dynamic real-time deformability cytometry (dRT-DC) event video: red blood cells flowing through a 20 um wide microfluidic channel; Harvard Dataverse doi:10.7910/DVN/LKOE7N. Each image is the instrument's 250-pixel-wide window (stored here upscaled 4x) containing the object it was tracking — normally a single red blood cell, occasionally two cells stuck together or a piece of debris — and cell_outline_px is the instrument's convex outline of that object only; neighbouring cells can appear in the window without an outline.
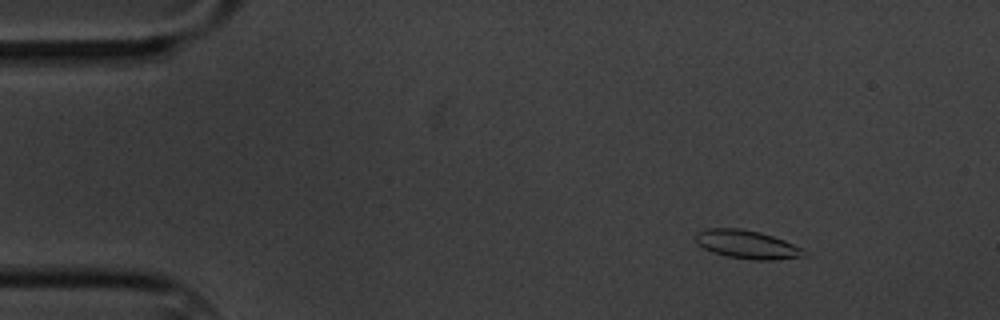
{"species": "common noctule bat (a hibernating species)", "species_latin": "Nyctalus noctula", "temperature_condition": "cold", "stored_images_in_passage": 5, "camera_frame_rate_fps": 3000, "um_per_image_px": 0.085, "animal": {"sex": "male", "body_mass_g": 20.1, "forearm_length_mm": 53.5}, "frame": {"image": 1, "passage_image": 2, "time_ms": 1.0, "image_size_px": [1000, 320], "cell_outline_px": [[808, 256], [772, 260], [752, 260], [728, 256], [712, 252], [696, 244], [692, 236], [696, 232], [708, 228], [740, 228], [760, 232], [784, 240], [804, 248], [808, 252]], "centroid_in_image_um": [63.49, 20.78], "position_along_channel_um": 21.5, "area_um2": 18.32}}
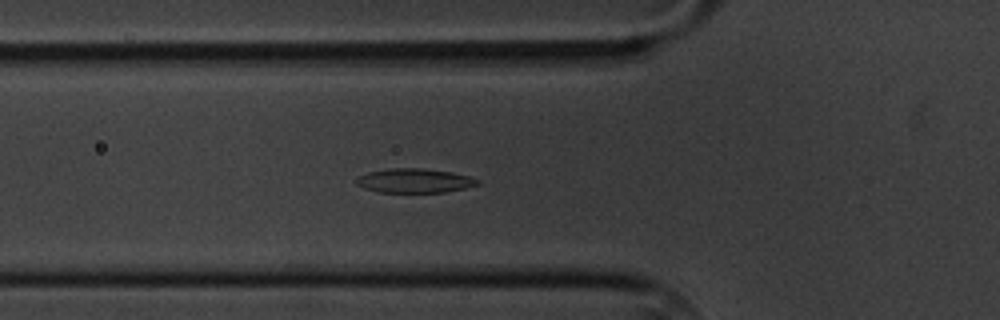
{"frame": {"image": 2, "passage_image": 5, "time_ms": 5.333, "image_size_px": [1000, 320], "cell_outline_px": [[480, 184], [464, 188], [444, 192], [380, 192], [364, 188], [356, 184], [356, 180], [360, 176], [368, 172], [388, 168], [424, 168], [452, 172], [468, 176], [480, 180]], "centroid_in_image_um": [35.24, 15.35], "position_along_channel_um": 90.6, "area_um2": 17.05}}